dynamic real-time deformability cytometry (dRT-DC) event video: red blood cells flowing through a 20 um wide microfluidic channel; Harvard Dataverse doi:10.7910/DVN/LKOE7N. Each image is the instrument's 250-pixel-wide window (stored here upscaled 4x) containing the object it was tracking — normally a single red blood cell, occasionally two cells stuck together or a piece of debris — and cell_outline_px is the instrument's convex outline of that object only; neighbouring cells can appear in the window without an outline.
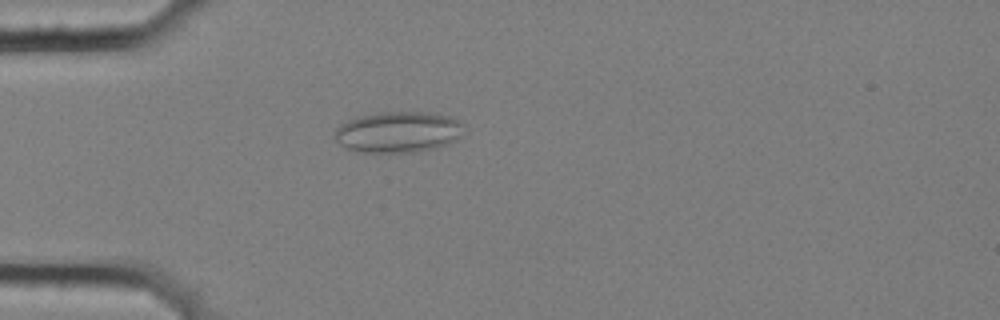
{"species": "common noctule bat (a hibernating species)", "species_latin": "Nyctalus noctula", "temperature_condition": "cold", "stored_images_in_passage": 4, "camera_frame_rate_fps": 3000, "um_per_image_px": 0.085, "animal": {"sex": "female", "body_mass_g": 25.1}, "frame": {"image": 1, "passage_image": 4, "time_ms": 1.0, "image_size_px": [1000, 320], "cell_outline_px": [[468, 132], [456, 140], [436, 148], [416, 152], [364, 152], [348, 148], [340, 144], [336, 140], [336, 128], [340, 124], [356, 116], [380, 112], [428, 112], [448, 116], [464, 124]], "centroid_in_image_um": [33.91, 11.21], "position_along_channel_um": 51.1, "area_um2": 31.1}}